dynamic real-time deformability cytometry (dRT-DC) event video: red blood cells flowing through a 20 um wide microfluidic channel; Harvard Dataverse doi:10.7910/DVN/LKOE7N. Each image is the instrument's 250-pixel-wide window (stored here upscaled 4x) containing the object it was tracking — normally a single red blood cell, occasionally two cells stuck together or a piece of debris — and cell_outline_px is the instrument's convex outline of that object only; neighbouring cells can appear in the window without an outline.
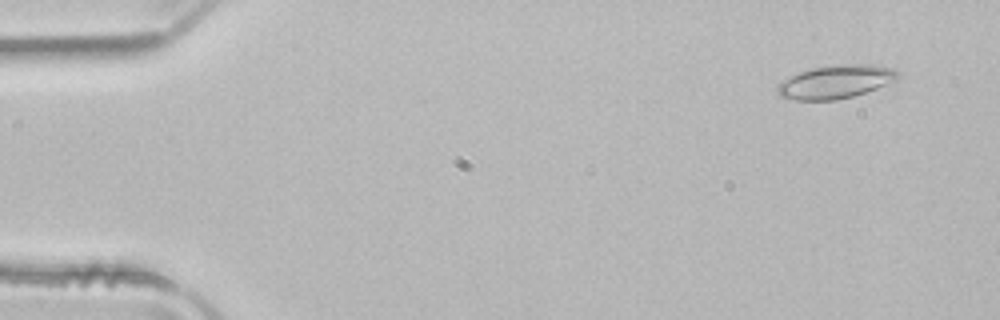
{"species": "common noctule bat (a hibernating species)", "species_latin": "Nyctalus noctula", "temperature_condition": "room temperature", "stored_images_in_passage": 48, "camera_frame_rate_fps": 3000, "um_per_image_px": 0.085, "animal": {"sex": "male", "body_mass_g": 21.5, "forearm_length_mm": 52.0}, "frame": {"image": 1, "passage_image": 1, "time_ms": 0.0, "image_size_px": [1000, 320], "cell_outline_px": [[900, 76], [896, 80], [876, 88], [852, 96], [836, 100], [796, 100], [780, 96], [776, 92], [776, 88], [784, 80], [800, 72], [812, 68], [840, 64], [872, 64], [892, 68], [900, 72]], "centroid_in_image_um": [71.06, 6.95], "position_along_channel_um": 13.9, "area_um2": 23.18}}
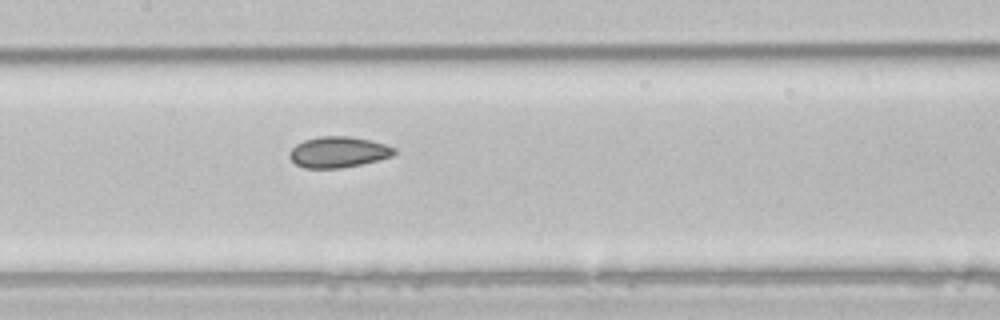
{"frame": {"image": 2, "passage_image": 22, "time_ms": 7.0, "image_size_px": [1000, 320], "cell_outline_px": [[396, 152], [392, 156], [360, 164], [340, 168], [304, 168], [296, 164], [288, 156], [288, 152], [296, 144], [304, 140], [320, 136], [348, 136], [372, 140], [396, 148]], "centroid_in_image_um": [28.73, 12.92], "position_along_channel_um": 178.7, "area_um2": 18.84}}
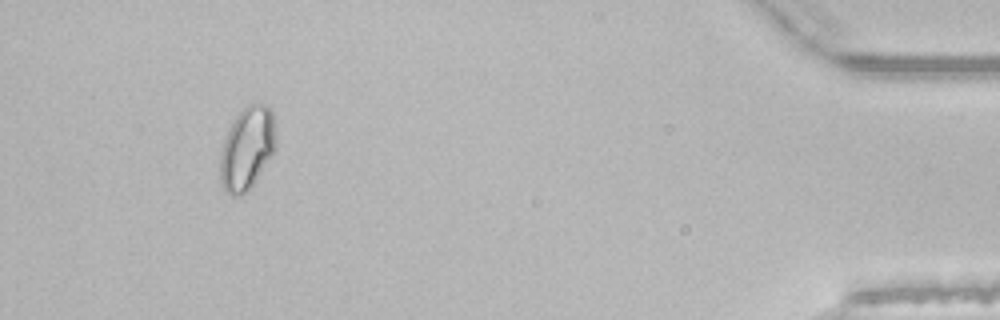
{"frame": {"image": 3, "passage_image": 45, "time_ms": 14.667, "image_size_px": [1000, 320], "cell_outline_px": [[276, 148], [272, 156], [252, 184], [244, 192], [232, 196], [224, 192], [220, 180], [220, 152], [224, 140], [236, 116], [248, 104], [268, 104], [272, 112], [276, 136]], "centroid_in_image_um": [21.0, 12.6], "position_along_channel_um": 414.2, "area_um2": 26.65}, "authors_computed_cell_mechanics": {"area_um2": 20.0277, "velocity_mm_per_s": 3.9561, "shape_relaxation_time_tau1_ms": 9.4009, "shape_relaxation_time_tau2_ms": 1.8627, "deformation_change_tau1": 0.1076, "deformation_change_tau2": 0.0522}}